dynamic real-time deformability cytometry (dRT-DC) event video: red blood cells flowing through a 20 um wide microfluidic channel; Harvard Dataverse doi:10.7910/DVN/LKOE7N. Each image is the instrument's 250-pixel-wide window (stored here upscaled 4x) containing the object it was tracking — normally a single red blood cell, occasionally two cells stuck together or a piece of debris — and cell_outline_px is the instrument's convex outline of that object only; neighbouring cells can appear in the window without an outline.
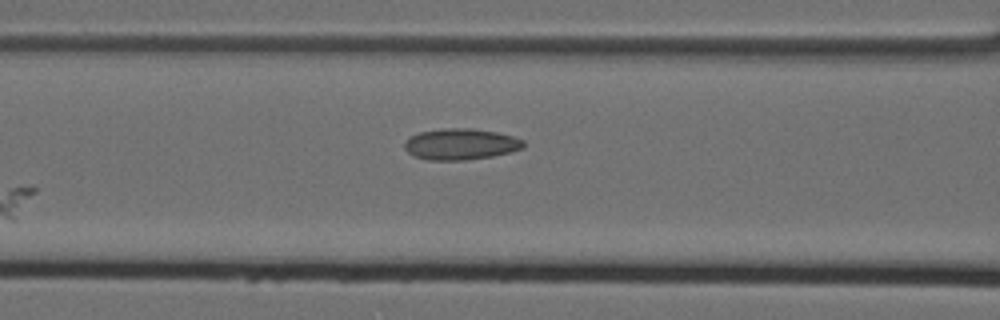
{"species": "Egyptian fruit bat (a non-hibernating species)", "species_latin": "Rousettus aegyptiacus", "temperature_condition": "cold", "stored_images_in_passage": 7, "camera_frame_rate_fps": 3000, "um_per_image_px": 0.085, "animal": {"sex": "female"}, "frame": {"image": 1, "passage_image": 7, "time_ms": 2.0, "image_size_px": [1000, 320], "cell_outline_px": [[524, 148], [512, 152], [492, 156], [464, 160], [428, 160], [416, 156], [408, 152], [404, 148], [404, 144], [412, 136], [420, 132], [444, 128], [472, 128], [496, 132], [512, 136], [524, 140]], "centroid_in_image_um": [39.2, 12.25], "position_along_channel_um": 127.4, "area_um2": 21.5}}